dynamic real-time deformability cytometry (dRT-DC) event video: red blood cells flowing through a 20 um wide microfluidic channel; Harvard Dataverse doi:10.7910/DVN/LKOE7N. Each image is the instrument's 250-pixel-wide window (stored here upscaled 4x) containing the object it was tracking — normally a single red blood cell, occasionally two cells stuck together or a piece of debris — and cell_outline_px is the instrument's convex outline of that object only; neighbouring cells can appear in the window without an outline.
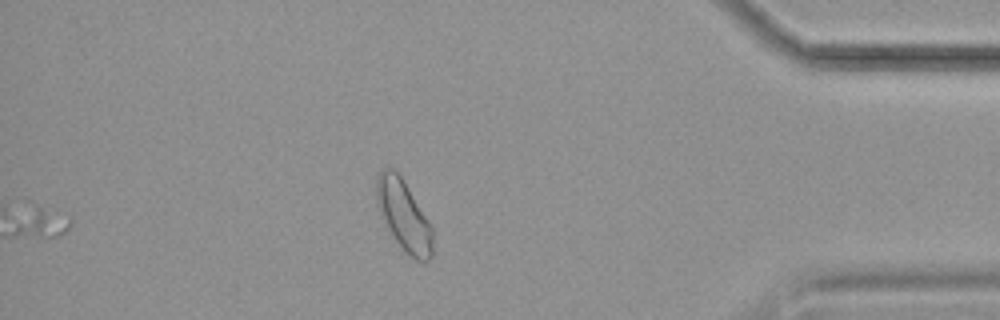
{"species": "common noctule bat (a hibernating species)", "species_latin": "Nyctalus noctula", "temperature_condition": "cold", "stored_images_in_passage": 44, "segment_of_instrument_passage": [2, 2], "camera_frame_rate_fps": 3000, "um_per_image_px": 0.085, "animal": {"sex": "female", "body_mass_g": 19.9}, "frame": {"image": 1, "passage_image": 44, "time_ms": 14.333, "image_size_px": [1000, 320], "cell_outline_px": [[432, 256], [428, 260], [416, 260], [404, 252], [392, 236], [384, 224], [380, 216], [376, 204], [376, 176], [384, 168], [392, 168], [400, 176], [428, 220], [432, 228]], "centroid_in_image_um": [34.27, 18.33], "position_along_channel_um": 400.9, "area_um2": 22.95}}